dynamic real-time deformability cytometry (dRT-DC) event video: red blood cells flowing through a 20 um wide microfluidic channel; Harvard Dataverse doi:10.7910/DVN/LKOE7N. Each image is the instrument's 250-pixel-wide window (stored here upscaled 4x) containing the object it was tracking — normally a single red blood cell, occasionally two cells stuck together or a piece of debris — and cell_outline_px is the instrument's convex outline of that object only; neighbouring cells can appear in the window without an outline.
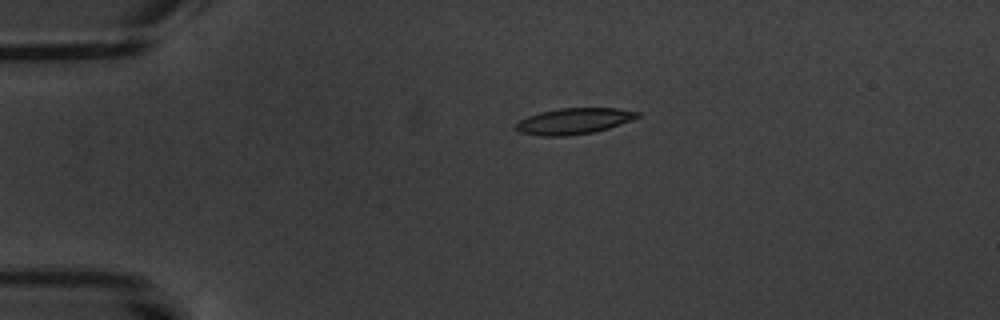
{"species": "common noctule bat (a hibernating species)", "species_latin": "Nyctalus noctula", "temperature_condition": "warm", "stored_images_in_passage": 10, "camera_frame_rate_fps": 3000, "um_per_image_px": 0.085, "animal": {"sex": "male", "body_mass_g": 20.1, "forearm_length_mm": 53.5}, "frame": {"image": 1, "passage_image": 2, "time_ms": 1.333, "image_size_px": [1000, 320], "cell_outline_px": [[640, 116], [620, 124], [596, 132], [568, 136], [540, 136], [520, 132], [516, 128], [516, 124], [520, 120], [528, 116], [540, 112], [560, 108], [616, 108], [640, 112]], "centroid_in_image_um": [48.78, 10.3], "position_along_channel_um": 36.2, "area_um2": 18.38}}
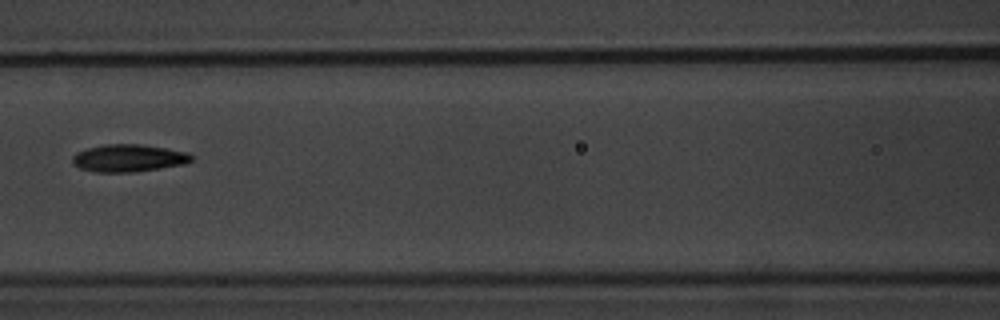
{"frame": {"image": 2, "passage_image": 6, "time_ms": 6.0, "image_size_px": [1000, 320], "cell_outline_px": [[192, 160], [184, 164], [136, 172], [96, 172], [80, 168], [72, 164], [72, 156], [76, 152], [88, 148], [104, 144], [140, 144], [168, 148], [188, 152], [192, 156]], "centroid_in_image_um": [10.92, 13.43], "position_along_channel_um": 155.7, "area_um2": 19.13}}
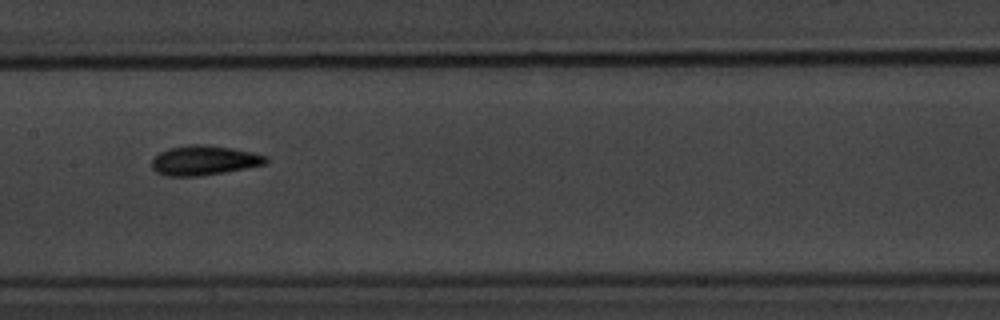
{"frame": {"image": 3, "passage_image": 7, "time_ms": 7.0, "image_size_px": [1000, 320], "cell_outline_px": [[268, 160], [264, 164], [224, 172], [200, 176], [168, 176], [156, 172], [152, 168], [152, 160], [160, 152], [168, 148], [188, 144], [204, 144], [232, 148], [252, 152], [268, 156]], "centroid_in_image_um": [17.33, 13.62], "position_along_channel_um": 190.1, "area_um2": 19.65}}